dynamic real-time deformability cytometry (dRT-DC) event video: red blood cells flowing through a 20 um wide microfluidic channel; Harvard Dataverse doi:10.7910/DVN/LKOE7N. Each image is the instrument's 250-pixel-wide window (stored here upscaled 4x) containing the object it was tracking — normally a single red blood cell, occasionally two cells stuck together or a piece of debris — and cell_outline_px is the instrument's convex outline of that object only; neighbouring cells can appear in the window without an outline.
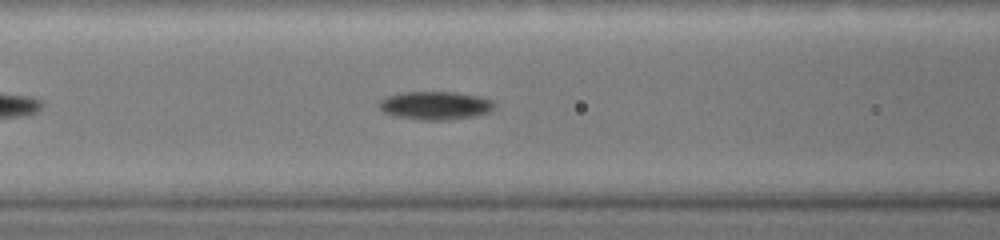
{"species": "common noctule bat (a hibernating species)", "species_latin": "Nyctalus noctula", "temperature_condition": "warm", "stored_images_in_passage": 17, "segment_of_instrument_passage": [1, 2], "camera_frame_rate_fps": 3000, "um_per_image_px": 0.085, "animal": {"sex": "female", "body_mass_g": 19.0, "forearm_length_mm": 51.5}, "frame": {"image": 1, "passage_image": 8, "time_ms": 2.333, "image_size_px": [1000, 240], "cell_outline_px": [[496, 104], [488, 112], [472, 116], [448, 120], [416, 120], [396, 116], [384, 112], [380, 108], [380, 100], [384, 96], [400, 92], [456, 92], [480, 96], [492, 100]], "centroid_in_image_um": [36.98, 8.96], "position_along_channel_um": 129.6, "area_um2": 19.07}}
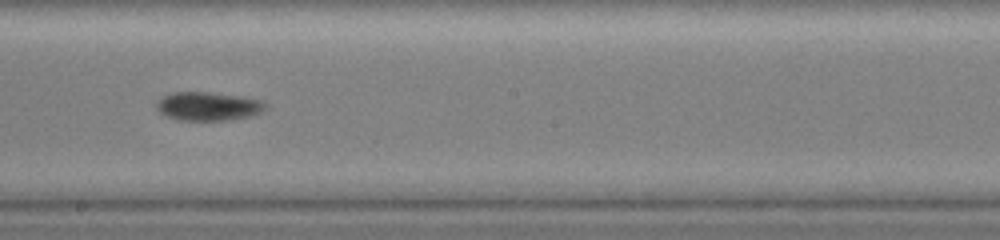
{"frame": {"image": 2, "passage_image": 13, "time_ms": 4.333, "image_size_px": [1000, 240], "cell_outline_px": [[268, 108], [252, 116], [228, 120], [180, 120], [168, 116], [160, 112], [156, 108], [156, 100], [172, 92], [208, 92], [244, 96], [264, 100], [268, 104]], "centroid_in_image_um": [17.76, 9.02], "position_along_channel_um": 230.4, "area_um2": 18.44}}
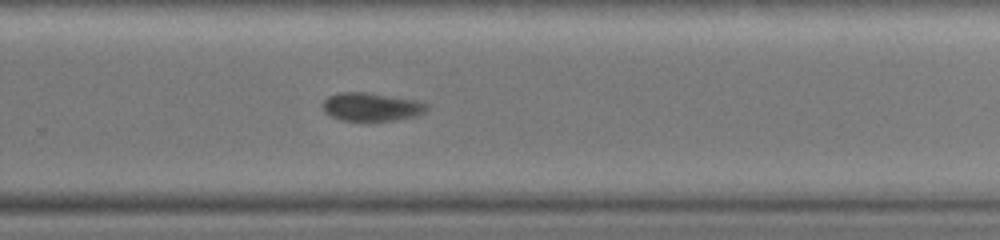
{"frame": {"image": 3, "passage_image": 16, "time_ms": 5.667, "image_size_px": [1000, 240], "cell_outline_px": [[428, 108], [424, 112], [416, 116], [396, 120], [340, 120], [324, 112], [324, 100], [328, 96], [340, 92], [372, 92], [416, 100], [428, 104]], "centroid_in_image_um": [31.59, 9.06], "position_along_channel_um": 298.2, "area_um2": 17.17}}